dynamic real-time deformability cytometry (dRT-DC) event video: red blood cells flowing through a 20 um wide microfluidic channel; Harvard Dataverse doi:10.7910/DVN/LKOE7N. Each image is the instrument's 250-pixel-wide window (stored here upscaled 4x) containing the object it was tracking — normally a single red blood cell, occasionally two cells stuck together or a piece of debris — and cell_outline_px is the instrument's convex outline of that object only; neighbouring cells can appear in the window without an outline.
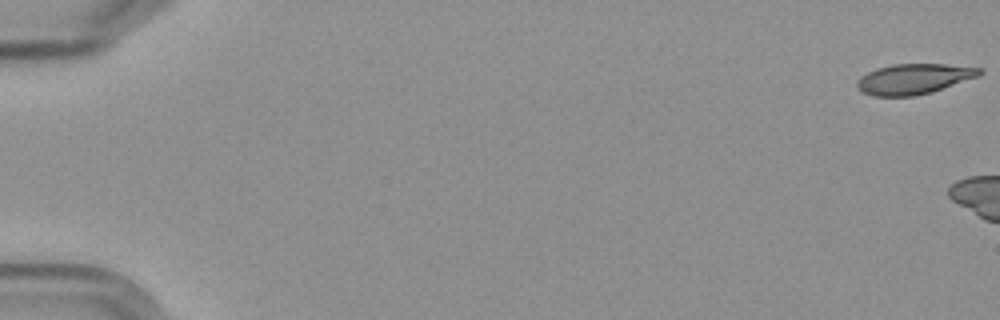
{"species": "Egyptian fruit bat (a non-hibernating species)", "species_latin": "Rousettus aegyptiacus", "temperature_condition": "cold", "stored_images_in_passage": 5, "camera_frame_rate_fps": 3000, "um_per_image_px": 0.085, "frame": {"image": 1, "passage_image": 1, "time_ms": 0.0, "image_size_px": [1000, 320], "cell_outline_px": [[984, 72], [980, 76], [932, 92], [916, 96], [872, 96], [860, 92], [856, 88], [856, 80], [860, 76], [876, 68], [892, 64], [944, 64], [984, 68]], "centroid_in_image_um": [77.67, 6.71], "position_along_channel_um": 7.3, "area_um2": 22.08}}